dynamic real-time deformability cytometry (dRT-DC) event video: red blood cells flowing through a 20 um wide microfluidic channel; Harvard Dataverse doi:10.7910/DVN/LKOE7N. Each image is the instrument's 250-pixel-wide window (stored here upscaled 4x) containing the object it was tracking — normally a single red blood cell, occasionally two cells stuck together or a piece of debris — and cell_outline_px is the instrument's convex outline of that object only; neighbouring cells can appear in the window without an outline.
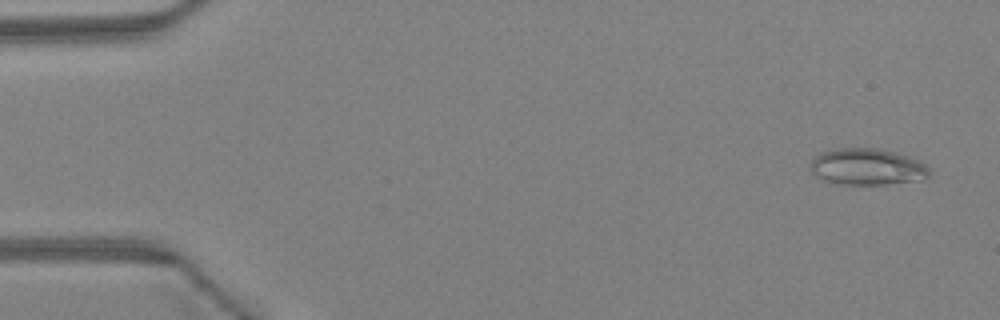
{"species": "Egyptian fruit bat (a non-hibernating species)", "species_latin": "Rousettus aegyptiacus", "temperature_condition": "warm", "stored_images_in_passage": 37, "camera_frame_rate_fps": 3000, "um_per_image_px": 0.085, "animal": {"sex": "female"}, "frame": {"image": 1, "passage_image": 3, "time_ms": 0.667, "image_size_px": [1000, 320], "cell_outline_px": [[928, 176], [924, 180], [888, 184], [836, 184], [824, 180], [816, 176], [812, 172], [812, 160], [820, 152], [836, 148], [876, 148], [896, 152], [920, 160], [928, 168]], "centroid_in_image_um": [73.73, 14.18], "position_along_channel_um": 11.3, "area_um2": 25.37}}
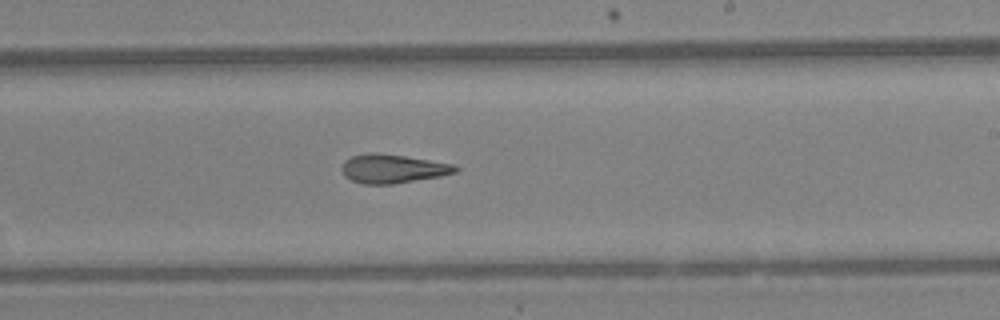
{"frame": {"image": 2, "passage_image": 28, "time_ms": 9.0, "image_size_px": [1000, 320], "cell_outline_px": [[460, 168], [456, 172], [440, 176], [392, 184], [364, 184], [352, 180], [344, 176], [340, 168], [344, 160], [352, 156], [372, 152], [404, 156], [456, 164]], "centroid_in_image_um": [33.38, 14.34], "position_along_channel_um": 255.6, "area_um2": 19.07}}
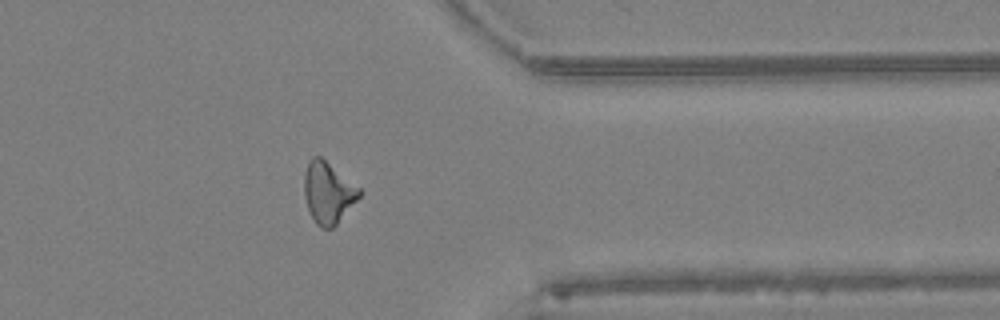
{"frame": {"image": 3, "passage_image": 37, "time_ms": 12.0, "image_size_px": [1000, 320], "cell_outline_px": [[364, 192], [336, 224], [332, 228], [320, 228], [316, 224], [308, 208], [304, 196], [304, 172], [308, 160], [312, 156], [320, 156], [360, 188]], "centroid_in_image_um": [27.88, 16.36], "position_along_channel_um": 383.5, "area_um2": 19.65}, "authors_computed_cell_mechanics": {"area_um2": 20.4612, "velocity_mm_per_s": 4.5777, "shape_relaxation_time_tau1_ms": null, "shape_relaxation_time_tau2_ms": 3.7994, "deformation_change_tau1": null, "deformation_change_tau2": 0.1573}}